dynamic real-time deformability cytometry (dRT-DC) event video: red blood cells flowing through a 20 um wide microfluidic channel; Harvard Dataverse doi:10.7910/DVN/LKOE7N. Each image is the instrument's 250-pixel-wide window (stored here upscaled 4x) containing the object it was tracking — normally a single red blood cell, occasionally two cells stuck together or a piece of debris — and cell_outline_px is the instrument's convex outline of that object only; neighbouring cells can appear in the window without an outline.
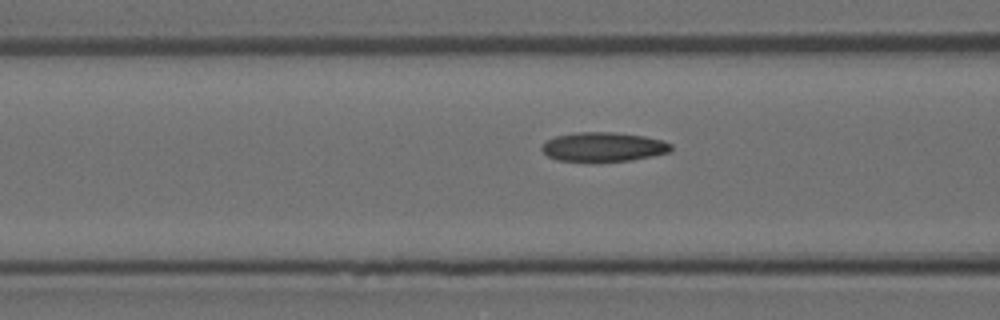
{"species": "Egyptian fruit bat (a non-hibernating species)", "species_latin": "Rousettus aegyptiacus", "temperature_condition": "room temperature", "stored_images_in_passage": 19, "camera_frame_rate_fps": 3000, "um_per_image_px": 0.085, "animal": {"sex": "female"}, "frame": {"image": 1, "passage_image": 17, "time_ms": 5.333, "image_size_px": [1000, 320], "cell_outline_px": [[672, 152], [632, 160], [556, 160], [548, 156], [540, 148], [548, 140], [556, 136], [576, 132], [612, 132], [644, 136], [664, 140], [672, 144]], "centroid_in_image_um": [51.35, 12.47], "position_along_channel_um": 115.3, "area_um2": 21.73}}